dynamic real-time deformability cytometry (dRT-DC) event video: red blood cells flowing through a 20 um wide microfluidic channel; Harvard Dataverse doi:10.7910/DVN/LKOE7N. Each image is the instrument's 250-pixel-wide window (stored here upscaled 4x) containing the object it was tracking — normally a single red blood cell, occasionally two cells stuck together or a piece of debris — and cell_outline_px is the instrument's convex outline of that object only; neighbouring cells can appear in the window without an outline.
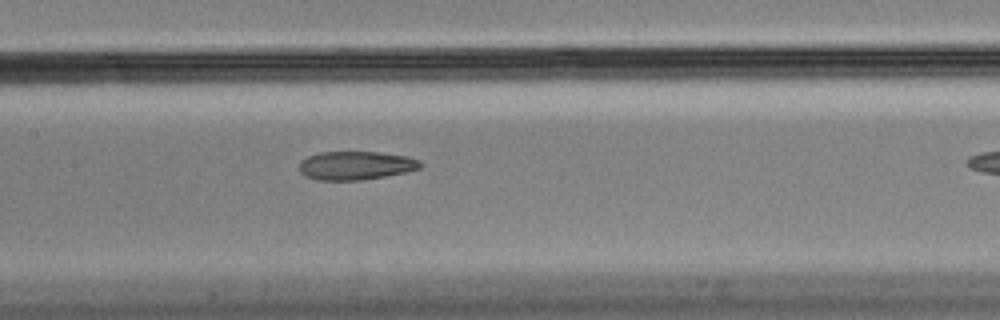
{"species": "Egyptian fruit bat (a non-hibernating species)", "species_latin": "Rousettus aegyptiacus", "temperature_condition": "cold", "stored_images_in_passage": 6, "camera_frame_rate_fps": 3000, "um_per_image_px": 0.085, "animal": {"sex": "male"}, "frame": {"image": 1, "passage_image": 5, "time_ms": 1.333, "image_size_px": [1000, 320], "cell_outline_px": [[424, 164], [420, 168], [404, 172], [364, 180], [320, 180], [308, 176], [300, 172], [300, 160], [308, 156], [320, 152], [380, 152], [408, 156], [420, 160]], "centroid_in_image_um": [30.27, 14.06], "position_along_channel_um": 177.1, "area_um2": 20.11}}